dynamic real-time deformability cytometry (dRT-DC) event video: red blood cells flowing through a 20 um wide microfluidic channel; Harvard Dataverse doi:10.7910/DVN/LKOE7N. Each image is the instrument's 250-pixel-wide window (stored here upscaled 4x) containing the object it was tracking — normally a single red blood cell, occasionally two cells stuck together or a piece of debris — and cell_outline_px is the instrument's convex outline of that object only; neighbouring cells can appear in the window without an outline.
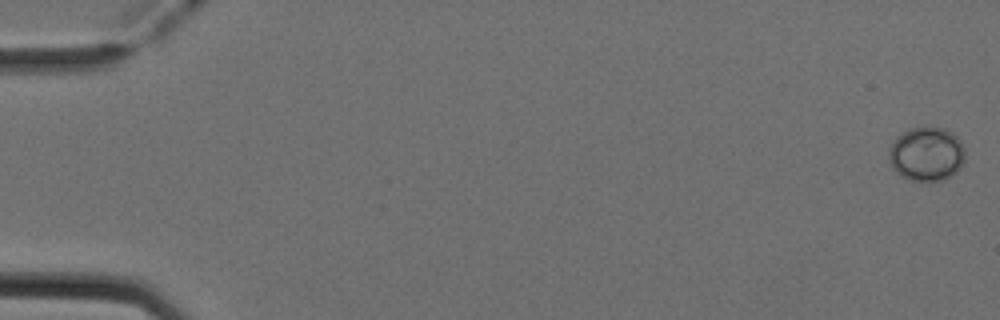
{"species": "Egyptian fruit bat (a non-hibernating species)", "species_latin": "Rousettus aegyptiacus", "temperature_condition": "cold", "stored_images_in_passage": 52, "camera_frame_rate_fps": 3000, "um_per_image_px": 0.085, "animal": {"sex": "female"}, "frame": {"image": 1, "passage_image": 1, "time_ms": 0.0, "image_size_px": [1000, 320], "cell_outline_px": [[964, 160], [960, 168], [952, 176], [944, 180], [912, 180], [900, 176], [892, 168], [888, 160], [888, 148], [896, 136], [908, 128], [944, 128], [956, 136], [960, 140], [964, 148]], "centroid_in_image_um": [78.72, 13.1], "position_along_channel_um": 6.3, "area_um2": 24.16}}
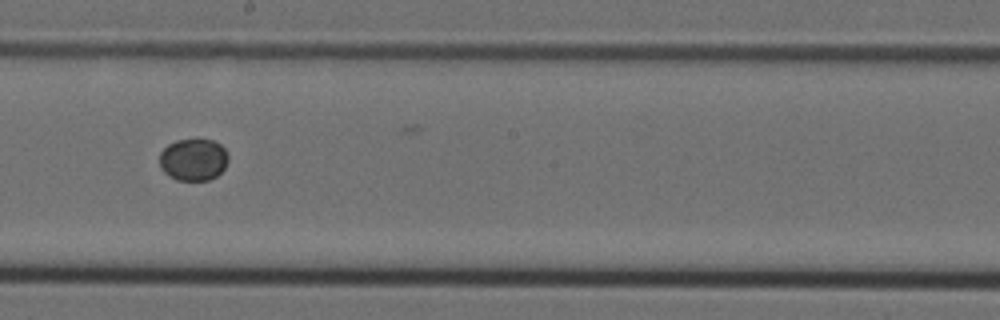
{"frame": {"image": 2, "passage_image": 30, "time_ms": 9.667, "image_size_px": [1000, 320], "cell_outline_px": [[228, 160], [224, 168], [216, 176], [208, 180], [176, 180], [168, 176], [160, 168], [160, 152], [168, 144], [176, 140], [212, 140], [220, 144], [224, 148], [228, 156]], "centroid_in_image_um": [16.42, 13.57], "position_along_channel_um": 231.8, "area_um2": 16.82}}
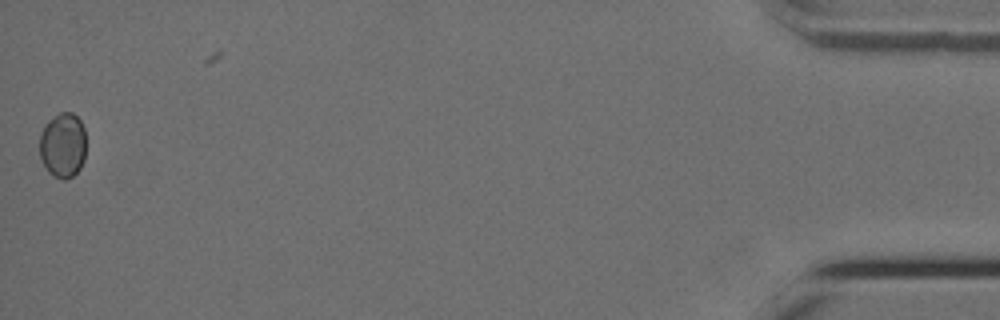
{"frame": {"image": 3, "passage_image": 52, "time_ms": 17.0, "image_size_px": [1000, 320], "cell_outline_px": [[84, 160], [80, 168], [72, 176], [64, 180], [52, 176], [48, 172], [40, 156], [40, 132], [44, 124], [48, 120], [60, 112], [72, 112], [80, 120], [84, 128]], "centroid_in_image_um": [5.32, 12.33], "position_along_channel_um": 429.9, "area_um2": 17.63}}